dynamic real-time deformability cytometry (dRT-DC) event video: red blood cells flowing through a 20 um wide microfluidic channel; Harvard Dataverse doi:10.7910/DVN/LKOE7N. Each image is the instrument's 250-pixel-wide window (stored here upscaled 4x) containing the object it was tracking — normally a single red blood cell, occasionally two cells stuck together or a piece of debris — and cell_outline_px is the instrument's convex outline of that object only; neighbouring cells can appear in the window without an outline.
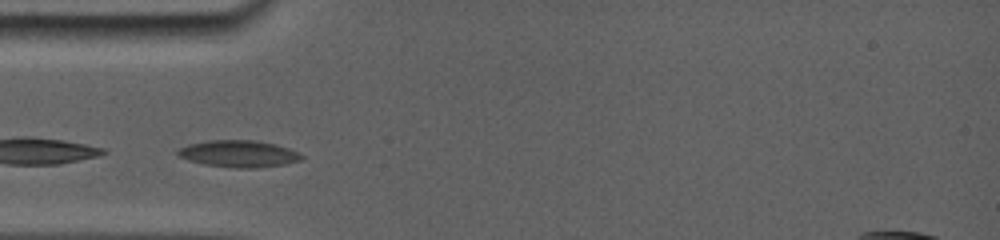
{"species": "common noctule bat (a hibernating species)", "species_latin": "Nyctalus noctula", "temperature_condition": "room temperature", "stored_images_in_passage": 9, "camera_frame_rate_fps": 5000, "um_per_image_px": 0.085, "animal": {"sex": "female", "body_mass_g": 19.0, "forearm_length_mm": 56.7}, "frame": {"image": 1, "passage_image": 1, "time_ms": 0.0, "image_size_px": [1000, 240], "cell_outline_px": [[304, 156], [300, 160], [284, 164], [256, 168], [232, 168], [204, 164], [188, 160], [180, 156], [176, 152], [180, 148], [192, 144], [212, 140], [252, 140], [272, 144], [296, 152]], "centroid_in_image_um": [20.26, 13.08], "position_along_channel_um": 64.7, "area_um2": 18.84}}
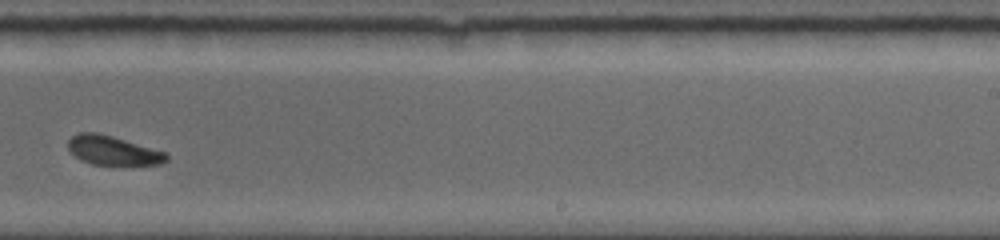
{"frame": {"image": 2, "passage_image": 6, "time_ms": 5.6, "image_size_px": [1000, 240], "cell_outline_px": [[168, 160], [160, 164], [120, 168], [92, 164], [80, 160], [68, 148], [68, 140], [72, 136], [80, 132], [96, 132], [112, 136], [168, 152]], "centroid_in_image_um": [9.66, 12.85], "position_along_channel_um": 279.3, "area_um2": 17.57}}
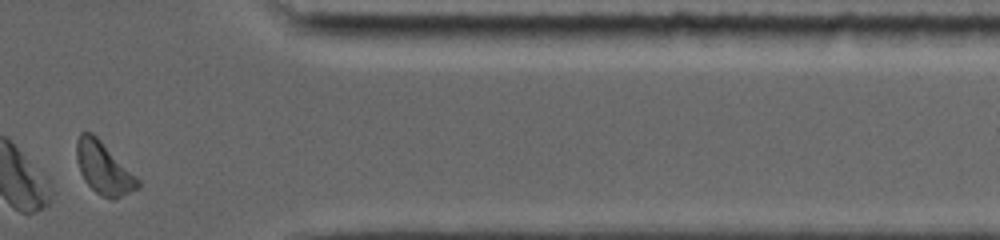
{"frame": {"image": 3, "passage_image": 9, "time_ms": 9.0, "image_size_px": [1000, 240], "cell_outline_px": [[140, 188], [112, 200], [96, 192], [84, 180], [80, 172], [76, 160], [76, 140], [80, 132], [92, 132], [140, 180]], "centroid_in_image_um": [8.8, 14.29], "position_along_channel_um": 402.6, "area_um2": 18.44}}